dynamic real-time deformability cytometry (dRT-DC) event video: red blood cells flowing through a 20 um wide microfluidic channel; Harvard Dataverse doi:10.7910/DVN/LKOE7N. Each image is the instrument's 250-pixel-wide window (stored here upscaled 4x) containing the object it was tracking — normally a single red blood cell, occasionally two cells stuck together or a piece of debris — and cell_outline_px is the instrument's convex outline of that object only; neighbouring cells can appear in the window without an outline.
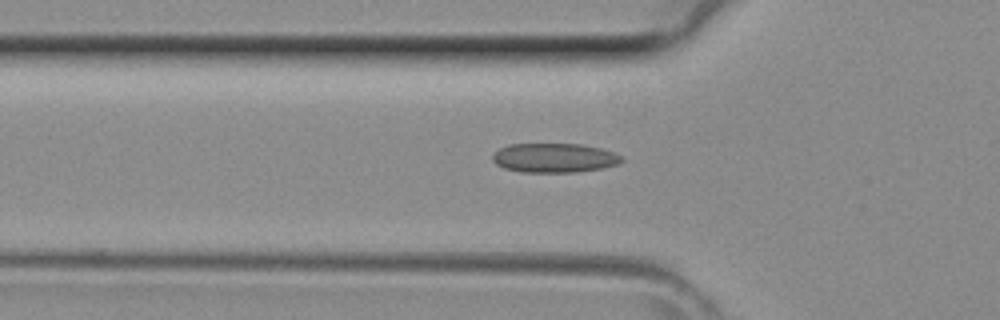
{"species": "common noctule bat (a hibernating species)", "species_latin": "Nyctalus noctula", "temperature_condition": "room temperature", "stored_images_in_passage": 27, "camera_frame_rate_fps": 3000, "um_per_image_px": 0.085, "animal": {"sex": "female", "body_mass_g": 29.2, "forearm_length_mm": 56.3}, "frame": {"image": 1, "passage_image": 3, "time_ms": 0.667, "image_size_px": [1000, 320], "cell_outline_px": [[624, 160], [616, 164], [600, 168], [572, 172], [520, 172], [504, 168], [496, 164], [492, 160], [492, 156], [500, 148], [508, 144], [580, 144], [600, 148], [612, 152], [620, 156]], "centroid_in_image_um": [47.06, 13.41], "position_along_channel_um": 78.7, "area_um2": 21.79}}
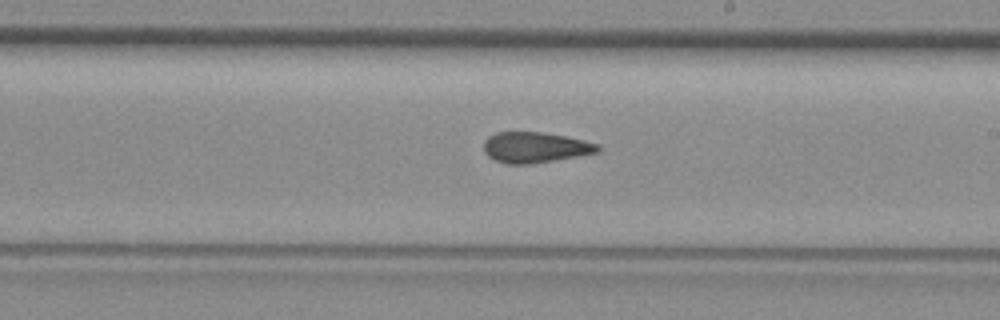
{"frame": {"image": 2, "passage_image": 13, "time_ms": 4.0, "image_size_px": [1000, 320], "cell_outline_px": [[600, 148], [596, 152], [576, 156], [528, 164], [508, 164], [496, 160], [488, 156], [484, 152], [484, 140], [488, 136], [496, 132], [540, 132], [564, 136], [596, 144]], "centroid_in_image_um": [45.39, 12.52], "position_along_channel_um": 243.6, "area_um2": 19.88}}
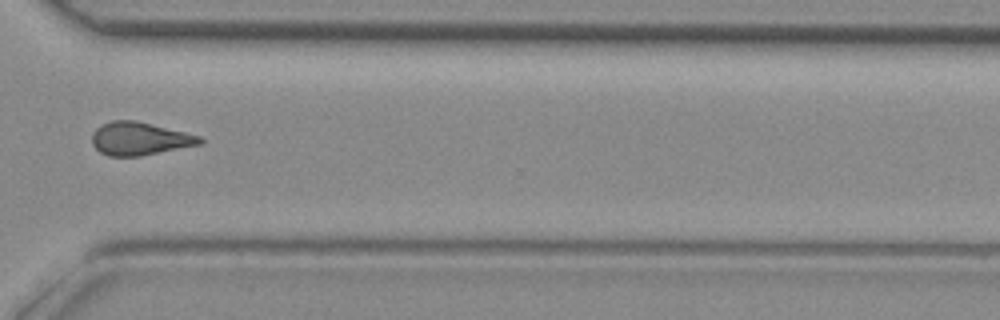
{"frame": {"image": 3, "passage_image": 20, "time_ms": 6.333, "image_size_px": [1000, 320], "cell_outline_px": [[204, 140], [200, 144], [140, 156], [108, 156], [100, 152], [92, 144], [92, 132], [96, 128], [112, 120], [136, 120], [200, 136]], "centroid_in_image_um": [11.84, 11.78], "position_along_channel_um": 358.8, "area_um2": 20.58}}